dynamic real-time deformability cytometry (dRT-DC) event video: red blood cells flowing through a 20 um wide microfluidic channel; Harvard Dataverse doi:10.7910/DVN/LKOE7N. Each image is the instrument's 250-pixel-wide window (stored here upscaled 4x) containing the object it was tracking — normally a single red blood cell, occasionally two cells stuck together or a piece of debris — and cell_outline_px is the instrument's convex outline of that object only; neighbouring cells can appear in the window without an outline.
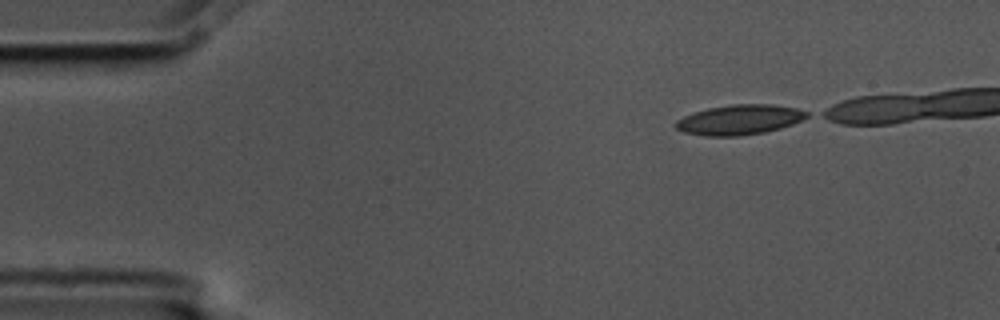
{"species": "common noctule bat (a hibernating species)", "species_latin": "Nyctalus noctula", "temperature_condition": "cold", "stored_images_in_passage": 8, "camera_frame_rate_fps": 3000, "um_per_image_px": 0.085, "animal": {"sex": "male", "body_mass_g": 17.5, "forearm_length_mm": 52.3}, "frame": {"image": 1, "passage_image": 1, "time_ms": 0.0, "image_size_px": [1000, 320], "cell_outline_px": [[812, 116], [804, 120], [780, 128], [764, 132], [736, 136], [704, 136], [684, 132], [676, 128], [672, 124], [676, 120], [684, 116], [708, 108], [732, 104], [772, 104], [796, 108], [808, 112]], "centroid_in_image_um": [62.88, 10.17], "position_along_channel_um": 22.1, "area_um2": 23.0}}